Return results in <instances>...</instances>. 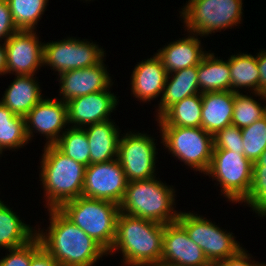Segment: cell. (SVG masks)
Masks as SVG:
<instances>
[{
	"instance_id": "1",
	"label": "cell",
	"mask_w": 266,
	"mask_h": 266,
	"mask_svg": "<svg viewBox=\"0 0 266 266\" xmlns=\"http://www.w3.org/2000/svg\"><path fill=\"white\" fill-rule=\"evenodd\" d=\"M50 225L46 232L38 228L42 247L60 266H95L107 251L71 222L59 209H48ZM48 231V232H47Z\"/></svg>"
},
{
	"instance_id": "2",
	"label": "cell",
	"mask_w": 266,
	"mask_h": 266,
	"mask_svg": "<svg viewBox=\"0 0 266 266\" xmlns=\"http://www.w3.org/2000/svg\"><path fill=\"white\" fill-rule=\"evenodd\" d=\"M164 231V224L120 212L115 240L107 254L121 251L124 266L157 264L161 262Z\"/></svg>"
},
{
	"instance_id": "3",
	"label": "cell",
	"mask_w": 266,
	"mask_h": 266,
	"mask_svg": "<svg viewBox=\"0 0 266 266\" xmlns=\"http://www.w3.org/2000/svg\"><path fill=\"white\" fill-rule=\"evenodd\" d=\"M39 177L48 209L82 196L86 166L63 154L55 145H45Z\"/></svg>"
},
{
	"instance_id": "4",
	"label": "cell",
	"mask_w": 266,
	"mask_h": 266,
	"mask_svg": "<svg viewBox=\"0 0 266 266\" xmlns=\"http://www.w3.org/2000/svg\"><path fill=\"white\" fill-rule=\"evenodd\" d=\"M175 190L157 177L127 182L120 212L160 224L176 222L179 213L174 210Z\"/></svg>"
},
{
	"instance_id": "5",
	"label": "cell",
	"mask_w": 266,
	"mask_h": 266,
	"mask_svg": "<svg viewBox=\"0 0 266 266\" xmlns=\"http://www.w3.org/2000/svg\"><path fill=\"white\" fill-rule=\"evenodd\" d=\"M59 210L107 252L111 249L120 213L118 204L80 196L65 202Z\"/></svg>"
},
{
	"instance_id": "6",
	"label": "cell",
	"mask_w": 266,
	"mask_h": 266,
	"mask_svg": "<svg viewBox=\"0 0 266 266\" xmlns=\"http://www.w3.org/2000/svg\"><path fill=\"white\" fill-rule=\"evenodd\" d=\"M242 0H188L181 13L187 32L208 36L242 21Z\"/></svg>"
},
{
	"instance_id": "7",
	"label": "cell",
	"mask_w": 266,
	"mask_h": 266,
	"mask_svg": "<svg viewBox=\"0 0 266 266\" xmlns=\"http://www.w3.org/2000/svg\"><path fill=\"white\" fill-rule=\"evenodd\" d=\"M161 140L185 165L205 174L212 160L213 135L201 127H160Z\"/></svg>"
},
{
	"instance_id": "8",
	"label": "cell",
	"mask_w": 266,
	"mask_h": 266,
	"mask_svg": "<svg viewBox=\"0 0 266 266\" xmlns=\"http://www.w3.org/2000/svg\"><path fill=\"white\" fill-rule=\"evenodd\" d=\"M253 163L244 154L227 149H213L212 160L205 173L218 181L224 197L242 203L252 183Z\"/></svg>"
},
{
	"instance_id": "9",
	"label": "cell",
	"mask_w": 266,
	"mask_h": 266,
	"mask_svg": "<svg viewBox=\"0 0 266 266\" xmlns=\"http://www.w3.org/2000/svg\"><path fill=\"white\" fill-rule=\"evenodd\" d=\"M177 222L186 230L189 238L203 250L212 265L236 255L242 249L232 232L224 231L202 215L180 211Z\"/></svg>"
},
{
	"instance_id": "10",
	"label": "cell",
	"mask_w": 266,
	"mask_h": 266,
	"mask_svg": "<svg viewBox=\"0 0 266 266\" xmlns=\"http://www.w3.org/2000/svg\"><path fill=\"white\" fill-rule=\"evenodd\" d=\"M129 132L120 136L117 156L127 182L155 177L158 153L155 139L146 133Z\"/></svg>"
},
{
	"instance_id": "11",
	"label": "cell",
	"mask_w": 266,
	"mask_h": 266,
	"mask_svg": "<svg viewBox=\"0 0 266 266\" xmlns=\"http://www.w3.org/2000/svg\"><path fill=\"white\" fill-rule=\"evenodd\" d=\"M104 49L90 41L68 37L60 41L44 43L43 65L62 72L82 69L99 64L106 53Z\"/></svg>"
},
{
	"instance_id": "12",
	"label": "cell",
	"mask_w": 266,
	"mask_h": 266,
	"mask_svg": "<svg viewBox=\"0 0 266 266\" xmlns=\"http://www.w3.org/2000/svg\"><path fill=\"white\" fill-rule=\"evenodd\" d=\"M127 179L119 160L90 164L85 169L82 196L114 202L122 201Z\"/></svg>"
},
{
	"instance_id": "13",
	"label": "cell",
	"mask_w": 266,
	"mask_h": 266,
	"mask_svg": "<svg viewBox=\"0 0 266 266\" xmlns=\"http://www.w3.org/2000/svg\"><path fill=\"white\" fill-rule=\"evenodd\" d=\"M37 36L34 30H19L7 39L6 74L35 75L44 66V43Z\"/></svg>"
},
{
	"instance_id": "14",
	"label": "cell",
	"mask_w": 266,
	"mask_h": 266,
	"mask_svg": "<svg viewBox=\"0 0 266 266\" xmlns=\"http://www.w3.org/2000/svg\"><path fill=\"white\" fill-rule=\"evenodd\" d=\"M26 135L30 141L36 133L48 140L45 145H54L61 137L60 132L68 125L67 103L60 99H41L25 116Z\"/></svg>"
},
{
	"instance_id": "15",
	"label": "cell",
	"mask_w": 266,
	"mask_h": 266,
	"mask_svg": "<svg viewBox=\"0 0 266 266\" xmlns=\"http://www.w3.org/2000/svg\"><path fill=\"white\" fill-rule=\"evenodd\" d=\"M161 262L175 266H213L177 221L165 224Z\"/></svg>"
},
{
	"instance_id": "16",
	"label": "cell",
	"mask_w": 266,
	"mask_h": 266,
	"mask_svg": "<svg viewBox=\"0 0 266 266\" xmlns=\"http://www.w3.org/2000/svg\"><path fill=\"white\" fill-rule=\"evenodd\" d=\"M103 61L91 67L60 73V100L67 103L74 98L111 88L113 83Z\"/></svg>"
},
{
	"instance_id": "17",
	"label": "cell",
	"mask_w": 266,
	"mask_h": 266,
	"mask_svg": "<svg viewBox=\"0 0 266 266\" xmlns=\"http://www.w3.org/2000/svg\"><path fill=\"white\" fill-rule=\"evenodd\" d=\"M110 88L74 98L67 102L68 127L83 128L109 120L119 101ZM72 124V126H69Z\"/></svg>"
},
{
	"instance_id": "18",
	"label": "cell",
	"mask_w": 266,
	"mask_h": 266,
	"mask_svg": "<svg viewBox=\"0 0 266 266\" xmlns=\"http://www.w3.org/2000/svg\"><path fill=\"white\" fill-rule=\"evenodd\" d=\"M136 65L131 75V92L140 101L150 102L163 93L168 73L156 54Z\"/></svg>"
},
{
	"instance_id": "19",
	"label": "cell",
	"mask_w": 266,
	"mask_h": 266,
	"mask_svg": "<svg viewBox=\"0 0 266 266\" xmlns=\"http://www.w3.org/2000/svg\"><path fill=\"white\" fill-rule=\"evenodd\" d=\"M199 39L197 34L189 33L188 37L179 38L157 50L156 55L161 59L168 74L197 66L202 61L208 52L203 50Z\"/></svg>"
},
{
	"instance_id": "20",
	"label": "cell",
	"mask_w": 266,
	"mask_h": 266,
	"mask_svg": "<svg viewBox=\"0 0 266 266\" xmlns=\"http://www.w3.org/2000/svg\"><path fill=\"white\" fill-rule=\"evenodd\" d=\"M201 128L215 135L219 130L232 125L235 93L214 91L201 94Z\"/></svg>"
},
{
	"instance_id": "21",
	"label": "cell",
	"mask_w": 266,
	"mask_h": 266,
	"mask_svg": "<svg viewBox=\"0 0 266 266\" xmlns=\"http://www.w3.org/2000/svg\"><path fill=\"white\" fill-rule=\"evenodd\" d=\"M85 127L82 129L88 138L90 164L116 159L121 131L117 128L118 126L115 125V122L109 119Z\"/></svg>"
},
{
	"instance_id": "22",
	"label": "cell",
	"mask_w": 266,
	"mask_h": 266,
	"mask_svg": "<svg viewBox=\"0 0 266 266\" xmlns=\"http://www.w3.org/2000/svg\"><path fill=\"white\" fill-rule=\"evenodd\" d=\"M0 102L14 114L25 117L44 97L34 75H15Z\"/></svg>"
},
{
	"instance_id": "23",
	"label": "cell",
	"mask_w": 266,
	"mask_h": 266,
	"mask_svg": "<svg viewBox=\"0 0 266 266\" xmlns=\"http://www.w3.org/2000/svg\"><path fill=\"white\" fill-rule=\"evenodd\" d=\"M196 94H200L197 66L169 73L163 93L161 94L162 97L156 111V117L159 118L169 107L178 101Z\"/></svg>"
},
{
	"instance_id": "24",
	"label": "cell",
	"mask_w": 266,
	"mask_h": 266,
	"mask_svg": "<svg viewBox=\"0 0 266 266\" xmlns=\"http://www.w3.org/2000/svg\"><path fill=\"white\" fill-rule=\"evenodd\" d=\"M229 67L231 72V91L239 93L243 87L252 90V94L259 99L266 100V94L260 93V74L257 65V55L240 53L231 55ZM238 89V90H237Z\"/></svg>"
},
{
	"instance_id": "25",
	"label": "cell",
	"mask_w": 266,
	"mask_h": 266,
	"mask_svg": "<svg viewBox=\"0 0 266 266\" xmlns=\"http://www.w3.org/2000/svg\"><path fill=\"white\" fill-rule=\"evenodd\" d=\"M200 93L231 91L229 60L223 61L214 53H207L197 65Z\"/></svg>"
},
{
	"instance_id": "26",
	"label": "cell",
	"mask_w": 266,
	"mask_h": 266,
	"mask_svg": "<svg viewBox=\"0 0 266 266\" xmlns=\"http://www.w3.org/2000/svg\"><path fill=\"white\" fill-rule=\"evenodd\" d=\"M0 200V248L23 246L36 237L37 230L20 220L17 213Z\"/></svg>"
},
{
	"instance_id": "27",
	"label": "cell",
	"mask_w": 266,
	"mask_h": 266,
	"mask_svg": "<svg viewBox=\"0 0 266 266\" xmlns=\"http://www.w3.org/2000/svg\"><path fill=\"white\" fill-rule=\"evenodd\" d=\"M201 93L178 101L158 119L159 127H201Z\"/></svg>"
},
{
	"instance_id": "28",
	"label": "cell",
	"mask_w": 266,
	"mask_h": 266,
	"mask_svg": "<svg viewBox=\"0 0 266 266\" xmlns=\"http://www.w3.org/2000/svg\"><path fill=\"white\" fill-rule=\"evenodd\" d=\"M25 117L14 114L0 102V149H18L28 143Z\"/></svg>"
},
{
	"instance_id": "29",
	"label": "cell",
	"mask_w": 266,
	"mask_h": 266,
	"mask_svg": "<svg viewBox=\"0 0 266 266\" xmlns=\"http://www.w3.org/2000/svg\"><path fill=\"white\" fill-rule=\"evenodd\" d=\"M61 133V137L54 145L66 156L88 167L90 149L85 131L82 128L68 127L67 131Z\"/></svg>"
},
{
	"instance_id": "30",
	"label": "cell",
	"mask_w": 266,
	"mask_h": 266,
	"mask_svg": "<svg viewBox=\"0 0 266 266\" xmlns=\"http://www.w3.org/2000/svg\"><path fill=\"white\" fill-rule=\"evenodd\" d=\"M49 0H7L15 26L19 30H36Z\"/></svg>"
},
{
	"instance_id": "31",
	"label": "cell",
	"mask_w": 266,
	"mask_h": 266,
	"mask_svg": "<svg viewBox=\"0 0 266 266\" xmlns=\"http://www.w3.org/2000/svg\"><path fill=\"white\" fill-rule=\"evenodd\" d=\"M266 115V106L243 93H235L232 125L243 129Z\"/></svg>"
},
{
	"instance_id": "32",
	"label": "cell",
	"mask_w": 266,
	"mask_h": 266,
	"mask_svg": "<svg viewBox=\"0 0 266 266\" xmlns=\"http://www.w3.org/2000/svg\"><path fill=\"white\" fill-rule=\"evenodd\" d=\"M244 155L256 162L266 149V115L253 124L241 129Z\"/></svg>"
},
{
	"instance_id": "33",
	"label": "cell",
	"mask_w": 266,
	"mask_h": 266,
	"mask_svg": "<svg viewBox=\"0 0 266 266\" xmlns=\"http://www.w3.org/2000/svg\"><path fill=\"white\" fill-rule=\"evenodd\" d=\"M260 217L266 216V168L253 166L252 183L247 197L242 201Z\"/></svg>"
},
{
	"instance_id": "34",
	"label": "cell",
	"mask_w": 266,
	"mask_h": 266,
	"mask_svg": "<svg viewBox=\"0 0 266 266\" xmlns=\"http://www.w3.org/2000/svg\"><path fill=\"white\" fill-rule=\"evenodd\" d=\"M42 248L39 238L36 236L27 244L8 249L10 252L0 259V266H30L31 258Z\"/></svg>"
},
{
	"instance_id": "35",
	"label": "cell",
	"mask_w": 266,
	"mask_h": 266,
	"mask_svg": "<svg viewBox=\"0 0 266 266\" xmlns=\"http://www.w3.org/2000/svg\"><path fill=\"white\" fill-rule=\"evenodd\" d=\"M213 141V149H227L235 153L244 154L242 133L237 126L229 125L219 130L213 135Z\"/></svg>"
},
{
	"instance_id": "36",
	"label": "cell",
	"mask_w": 266,
	"mask_h": 266,
	"mask_svg": "<svg viewBox=\"0 0 266 266\" xmlns=\"http://www.w3.org/2000/svg\"><path fill=\"white\" fill-rule=\"evenodd\" d=\"M19 31L15 26L7 0H0V41L7 39Z\"/></svg>"
},
{
	"instance_id": "37",
	"label": "cell",
	"mask_w": 266,
	"mask_h": 266,
	"mask_svg": "<svg viewBox=\"0 0 266 266\" xmlns=\"http://www.w3.org/2000/svg\"><path fill=\"white\" fill-rule=\"evenodd\" d=\"M244 249L245 248H242L232 257L216 262L213 266H266L265 263H259L255 260L252 261L250 254H248Z\"/></svg>"
},
{
	"instance_id": "38",
	"label": "cell",
	"mask_w": 266,
	"mask_h": 266,
	"mask_svg": "<svg viewBox=\"0 0 266 266\" xmlns=\"http://www.w3.org/2000/svg\"><path fill=\"white\" fill-rule=\"evenodd\" d=\"M30 266H60V264L42 247L31 258Z\"/></svg>"
},
{
	"instance_id": "39",
	"label": "cell",
	"mask_w": 266,
	"mask_h": 266,
	"mask_svg": "<svg viewBox=\"0 0 266 266\" xmlns=\"http://www.w3.org/2000/svg\"><path fill=\"white\" fill-rule=\"evenodd\" d=\"M257 65L260 74V93L266 94V50H260L257 54Z\"/></svg>"
},
{
	"instance_id": "40",
	"label": "cell",
	"mask_w": 266,
	"mask_h": 266,
	"mask_svg": "<svg viewBox=\"0 0 266 266\" xmlns=\"http://www.w3.org/2000/svg\"><path fill=\"white\" fill-rule=\"evenodd\" d=\"M6 74V50L5 43L0 44V75Z\"/></svg>"
},
{
	"instance_id": "41",
	"label": "cell",
	"mask_w": 266,
	"mask_h": 266,
	"mask_svg": "<svg viewBox=\"0 0 266 266\" xmlns=\"http://www.w3.org/2000/svg\"><path fill=\"white\" fill-rule=\"evenodd\" d=\"M253 166H265L266 168V149L262 152L259 159L253 163Z\"/></svg>"
},
{
	"instance_id": "42",
	"label": "cell",
	"mask_w": 266,
	"mask_h": 266,
	"mask_svg": "<svg viewBox=\"0 0 266 266\" xmlns=\"http://www.w3.org/2000/svg\"><path fill=\"white\" fill-rule=\"evenodd\" d=\"M149 266H175V265H170V264H166L164 262H159L157 264H152V265H149Z\"/></svg>"
}]
</instances>
